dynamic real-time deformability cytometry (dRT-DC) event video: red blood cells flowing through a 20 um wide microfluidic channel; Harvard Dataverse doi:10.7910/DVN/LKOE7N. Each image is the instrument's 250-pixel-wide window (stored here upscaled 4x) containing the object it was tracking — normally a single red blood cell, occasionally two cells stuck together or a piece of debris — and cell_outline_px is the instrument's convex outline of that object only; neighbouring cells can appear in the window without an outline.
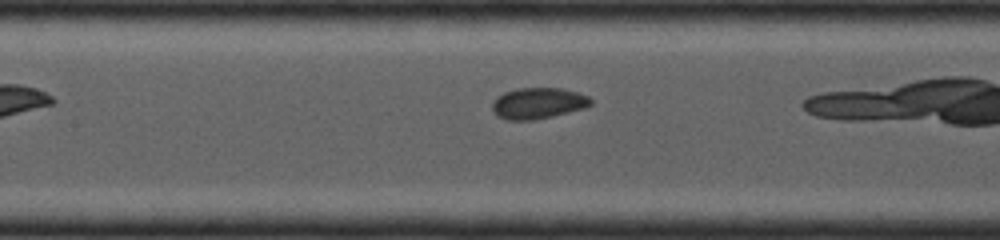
{"species": "common noctule bat (a hibernating species)", "species_latin": "Nyctalus noctula", "temperature_condition": "cold", "stored_images_in_passage": 21, "camera_frame_rate_fps": 4000, "um_per_image_px": 0.085, "animal": {"sex": "female", "body_mass_g": 19.0, "forearm_length_mm": 53.3}, "frame": {"image": 1, "passage_image": 9, "time_ms": 1.75, "image_size_px": [1000, 240], "cell_outline_px": [[592, 104], [584, 108], [552, 116], [532, 120], [508, 120], [496, 116], [492, 112], [492, 104], [496, 96], [504, 92], [516, 88], [560, 88], [576, 92], [588, 96], [592, 100]], "centroid_in_image_um": [45.69, 8.77], "position_along_channel_um": 161.7, "area_um2": 17.92}}